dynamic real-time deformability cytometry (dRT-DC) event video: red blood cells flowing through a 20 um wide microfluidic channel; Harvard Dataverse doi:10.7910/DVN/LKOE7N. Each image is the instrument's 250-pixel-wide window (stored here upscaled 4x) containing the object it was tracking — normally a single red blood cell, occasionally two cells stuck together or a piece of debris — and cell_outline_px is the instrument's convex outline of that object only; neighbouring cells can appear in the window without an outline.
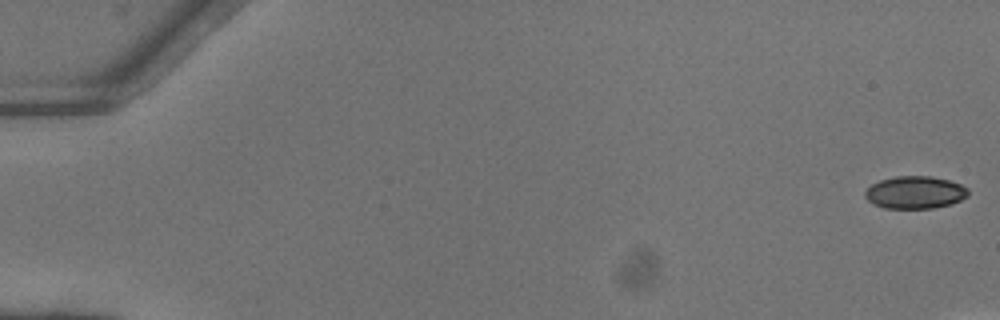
{"species": "common noctule bat (a hibernating species)", "species_latin": "Nyctalus noctula", "temperature_condition": "warm", "stored_images_in_passage": 16, "camera_frame_rate_fps": 3000, "um_per_image_px": 0.085, "animal": {"sex": "female"}, "frame": {"image": 1, "passage_image": 1, "time_ms": 0.0, "image_size_px": [1000, 320], "cell_outline_px": [[968, 196], [952, 204], [932, 208], [884, 208], [872, 204], [864, 196], [864, 192], [872, 184], [880, 180], [896, 176], [932, 176], [948, 180], [960, 184], [968, 188]], "centroid_in_image_um": [77.77, 16.36], "position_along_channel_um": 7.2, "area_um2": 19.59}}
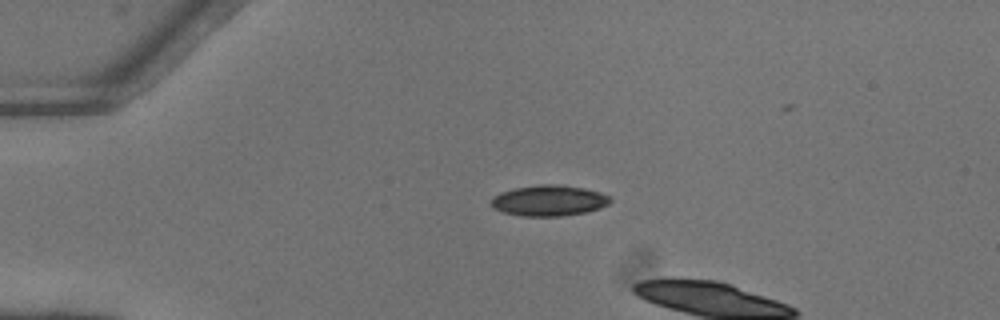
{"frame": {"image": 2, "passage_image": 13, "time_ms": 4.0, "image_size_px": [1000, 320], "cell_outline_px": [[612, 200], [608, 204], [600, 208], [588, 212], [560, 216], [520, 216], [504, 212], [492, 208], [488, 204], [488, 200], [492, 196], [500, 192], [516, 188], [540, 184], [560, 184], [584, 188], [600, 192], [608, 196]], "centroid_in_image_um": [46.61, 17.05], "position_along_channel_um": 38.4, "area_um2": 21.68}}